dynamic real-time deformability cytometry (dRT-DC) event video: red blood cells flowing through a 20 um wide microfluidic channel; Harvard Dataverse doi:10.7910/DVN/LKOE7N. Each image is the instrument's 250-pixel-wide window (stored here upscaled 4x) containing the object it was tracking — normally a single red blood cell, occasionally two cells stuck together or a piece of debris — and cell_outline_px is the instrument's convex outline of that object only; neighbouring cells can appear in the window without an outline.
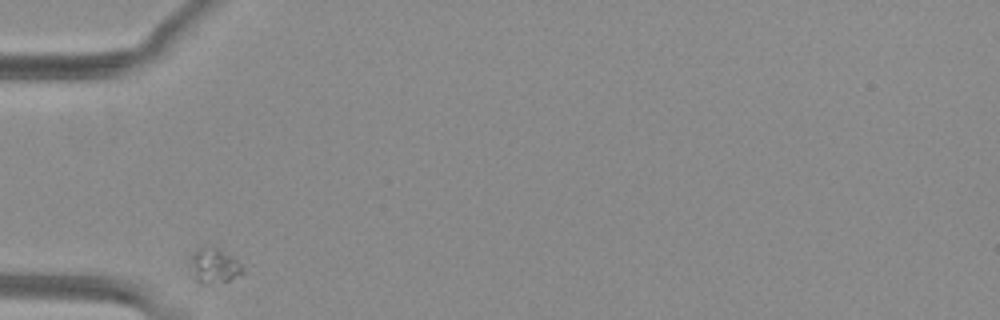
{"species": "common noctule bat (a hibernating species)", "species_latin": "Nyctalus noctula", "temperature_condition": "warm", "stored_images_in_passage": 30, "camera_frame_rate_fps": 3000, "um_per_image_px": 0.085, "animal": {"sex": "female", "body_mass_g": 29.2, "forearm_length_mm": 56.3}, "frame": {"image": 1, "passage_image": 1, "time_ms": 0.0, "image_size_px": [1000, 320], "cell_outline_px": [[244, 272], [228, 280], [200, 284], [188, 276], [188, 256], [196, 248], [204, 244], [212, 244], [232, 256], [244, 268]], "centroid_in_image_um": [18.05, 22.53], "position_along_channel_um": 67.0, "area_um2": 11.5}}
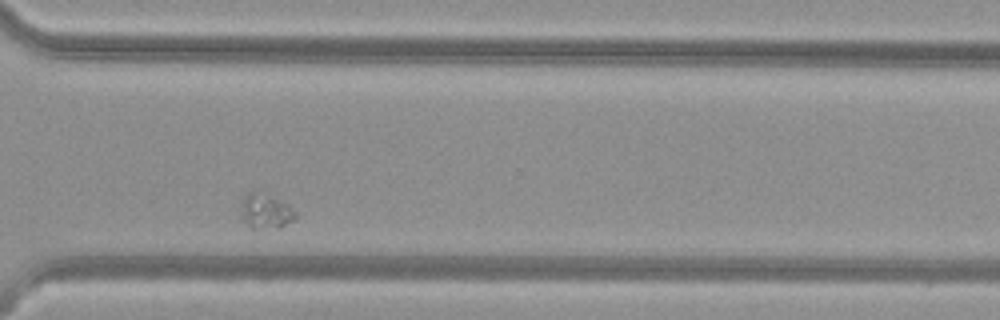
{"frame": {"image": 2, "passage_image": 26, "time_ms": 8.333, "image_size_px": [1000, 320], "cell_outline_px": [[300, 216], [296, 220], [284, 224], [256, 228], [252, 228], [240, 220], [240, 204], [244, 196], [248, 192], [268, 192], [288, 204]], "centroid_in_image_um": [22.56, 17.9], "position_along_channel_um": 348.0, "area_um2": 11.33}}
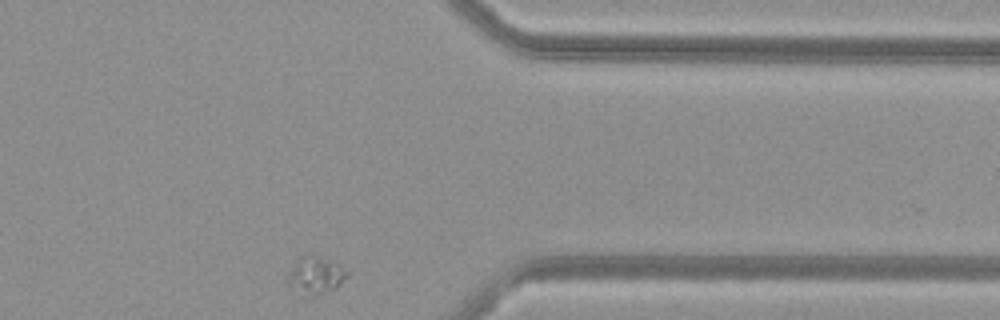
{"frame": {"image": 3, "passage_image": 30, "time_ms": 9.667, "image_size_px": [1000, 320], "cell_outline_px": [[348, 276], [336, 288], [316, 296], [300, 296], [288, 284], [288, 276], [292, 268], [300, 256], [316, 256], [340, 264], [348, 272]], "centroid_in_image_um": [26.83, 23.45], "position_along_channel_um": 384.6, "area_um2": 12.83}}